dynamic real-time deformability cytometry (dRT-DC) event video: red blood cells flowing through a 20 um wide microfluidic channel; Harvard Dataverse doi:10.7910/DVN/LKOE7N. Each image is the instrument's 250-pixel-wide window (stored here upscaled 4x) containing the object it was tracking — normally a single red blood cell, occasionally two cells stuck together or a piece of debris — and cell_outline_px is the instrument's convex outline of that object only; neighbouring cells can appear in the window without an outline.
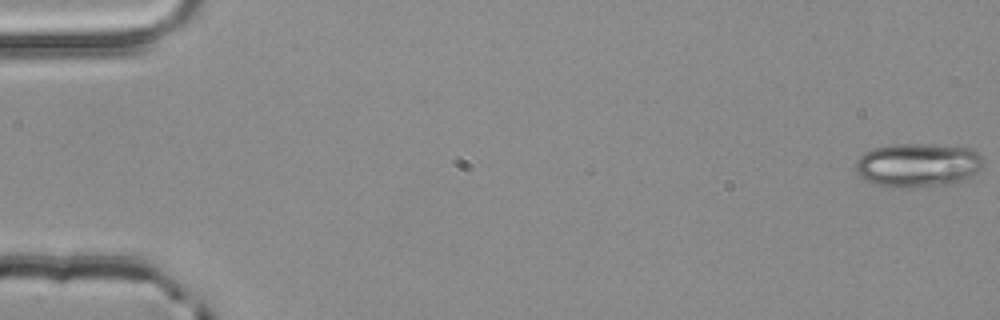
{"species": "common noctule bat (a hibernating species)", "species_latin": "Nyctalus noctula", "temperature_condition": "room temperature", "stored_images_in_passage": 54, "camera_frame_rate_fps": 3000, "um_per_image_px": 0.085, "animal": {"sex": "male", "body_mass_g": 20.4}, "frame": {"image": 1, "passage_image": 1, "time_ms": 0.0, "image_size_px": [1000, 320], "cell_outline_px": [[984, 164], [972, 176], [956, 184], [904, 188], [888, 188], [864, 180], [856, 172], [856, 160], [864, 152], [872, 148], [892, 144], [932, 144], [972, 148], [984, 160]], "centroid_in_image_um": [78.01, 14.04], "position_along_channel_um": 7.0, "area_um2": 33.29}}
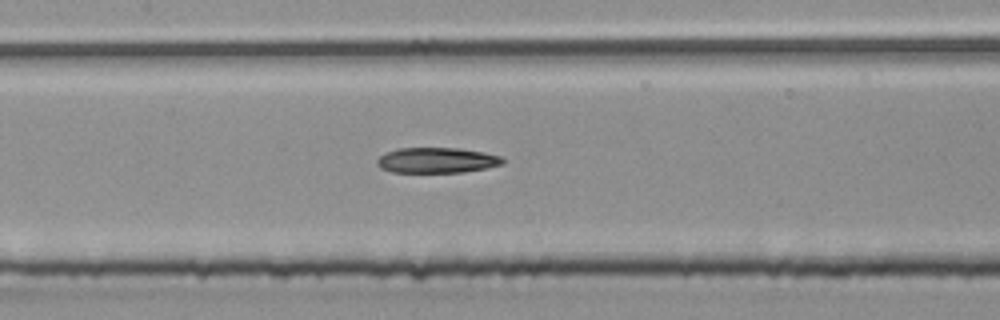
{"frame": {"image": 2, "passage_image": 26, "time_ms": 8.333, "image_size_px": [1000, 320], "cell_outline_px": [[504, 164], [464, 172], [392, 172], [380, 168], [376, 164], [376, 160], [384, 152], [400, 148], [460, 148], [484, 152], [504, 156]], "centroid_in_image_um": [37.13, 13.61], "position_along_channel_um": 170.3, "area_um2": 18.79}}
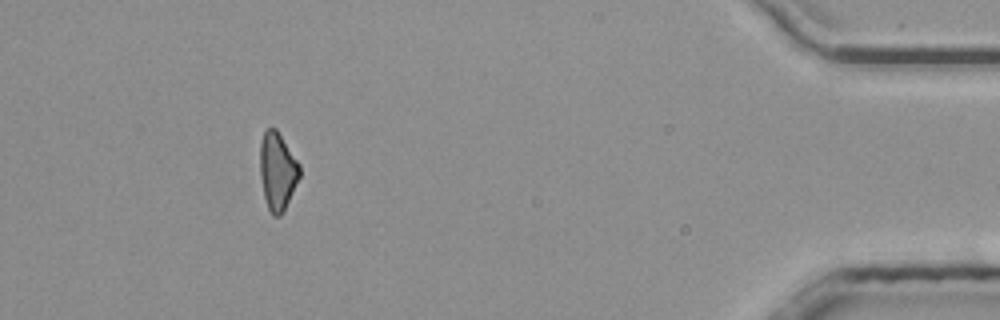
{"frame": {"image": 3, "passage_image": 49, "time_ms": 16.0, "image_size_px": [1000, 320], "cell_outline_px": [[300, 176], [280, 216], [272, 216], [268, 208], [264, 196], [260, 176], [260, 144], [264, 132], [268, 128], [276, 128], [300, 164]], "centroid_in_image_um": [23.57, 14.53], "position_along_channel_um": 411.6, "area_um2": 17.69}}